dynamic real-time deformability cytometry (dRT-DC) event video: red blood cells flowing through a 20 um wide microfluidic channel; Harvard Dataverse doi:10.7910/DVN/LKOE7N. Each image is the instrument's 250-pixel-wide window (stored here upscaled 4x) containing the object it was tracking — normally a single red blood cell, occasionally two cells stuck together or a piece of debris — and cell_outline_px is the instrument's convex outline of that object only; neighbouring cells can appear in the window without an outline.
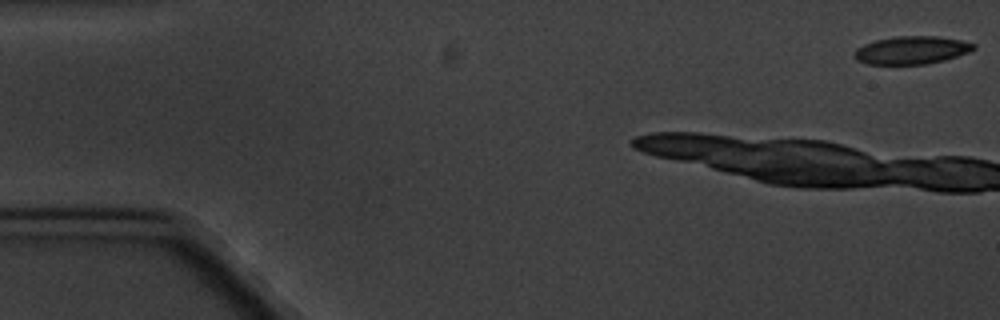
{"species": "common noctule bat (a hibernating species)", "species_latin": "Nyctalus noctula", "temperature_condition": "cold", "stored_images_in_passage": 10, "camera_frame_rate_fps": 3000, "um_per_image_px": 0.085, "animal": {"sex": "male", "body_mass_g": 20.1, "forearm_length_mm": 53.5}, "frame": {"image": 1, "passage_image": 1, "time_ms": 0.0, "image_size_px": [1000, 320], "cell_outline_px": [[976, 48], [968, 52], [944, 60], [928, 64], [868, 64], [856, 60], [856, 48], [864, 44], [876, 40], [896, 36], [936, 36], [960, 40], [976, 44]], "centroid_in_image_um": [77.5, 4.26], "position_along_channel_um": 7.5, "area_um2": 19.25}}
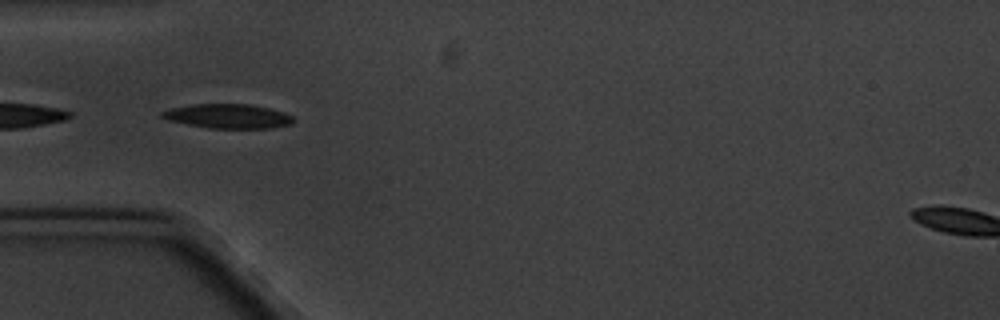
{"frame": {"image": 2, "passage_image": 6, "time_ms": 6.667, "image_size_px": [1000, 320], "cell_outline_px": [[292, 124], [268, 128], [208, 128], [168, 120], [160, 116], [160, 112], [172, 108], [192, 104], [248, 104], [268, 108], [284, 112], [292, 116]], "centroid_in_image_um": [19.35, 9.87], "position_along_channel_um": 65.6, "area_um2": 18.44}}